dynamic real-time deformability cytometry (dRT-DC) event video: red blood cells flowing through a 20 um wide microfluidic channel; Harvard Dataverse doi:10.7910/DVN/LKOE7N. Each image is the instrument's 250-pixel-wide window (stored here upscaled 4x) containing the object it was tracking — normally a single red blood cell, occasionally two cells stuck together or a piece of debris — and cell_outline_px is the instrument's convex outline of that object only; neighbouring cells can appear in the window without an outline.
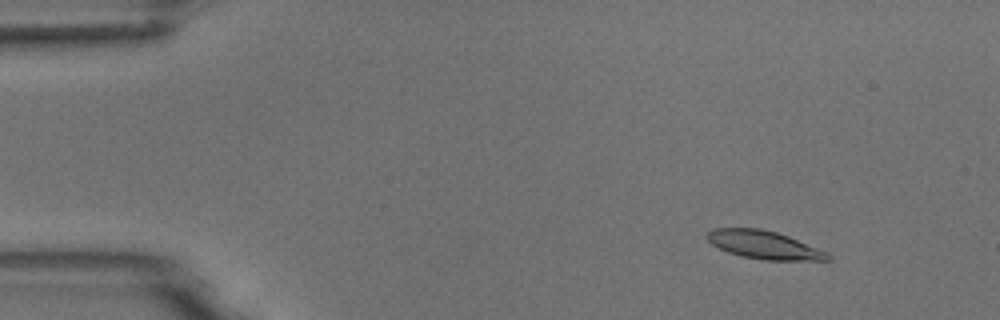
{"species": "common noctule bat (a hibernating species)", "species_latin": "Nyctalus noctula", "temperature_condition": "room temperature", "stored_images_in_passage": 4, "segment_of_instrument_passage": [1, 2], "camera_frame_rate_fps": 3000, "um_per_image_px": 0.085, "animal": {"sex": "male", "body_mass_g": 18.8}, "frame": {"image": 1, "passage_image": 2, "time_ms": 1.333, "image_size_px": [1000, 320], "cell_outline_px": [[832, 260], [764, 260], [740, 256], [728, 252], [712, 244], [704, 236], [712, 228], [760, 228], [776, 232], [788, 236], [828, 252], [832, 256]], "centroid_in_image_um": [64.94, 20.81], "position_along_channel_um": 20.1, "area_um2": 19.83}}